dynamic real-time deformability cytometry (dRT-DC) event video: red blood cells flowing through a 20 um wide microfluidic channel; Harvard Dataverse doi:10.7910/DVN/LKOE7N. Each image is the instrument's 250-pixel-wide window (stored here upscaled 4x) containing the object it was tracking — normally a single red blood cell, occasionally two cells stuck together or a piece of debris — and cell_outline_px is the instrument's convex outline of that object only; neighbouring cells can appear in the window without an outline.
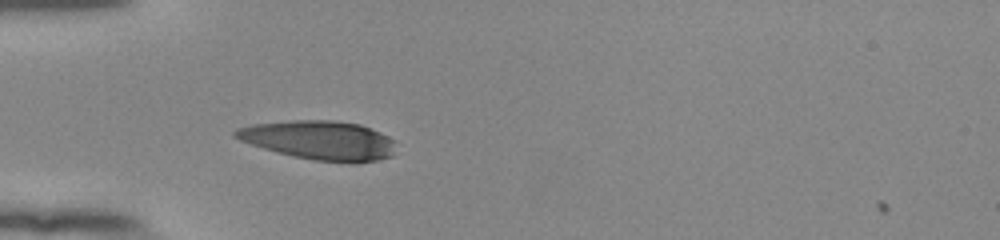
{"species": "human", "species_latin": "Homo sapiens", "temperature_condition": "room temperature", "stored_images_in_passage": 38, "camera_frame_rate_fps": 3000, "um_per_image_px": 0.085, "donor": {"sex": "female"}, "frame": {"image": 1, "passage_image": 1, "time_ms": 0.0, "image_size_px": [1000, 240], "cell_outline_px": [[396, 140], [392, 156], [376, 160], [356, 164], [352, 164], [312, 160], [276, 152], [240, 140], [232, 136], [232, 132], [236, 128], [252, 124], [292, 120], [328, 120], [360, 124], [380, 132]], "centroid_in_image_um": [27.17, 11.93], "position_along_channel_um": 57.8, "area_um2": 36.82}}
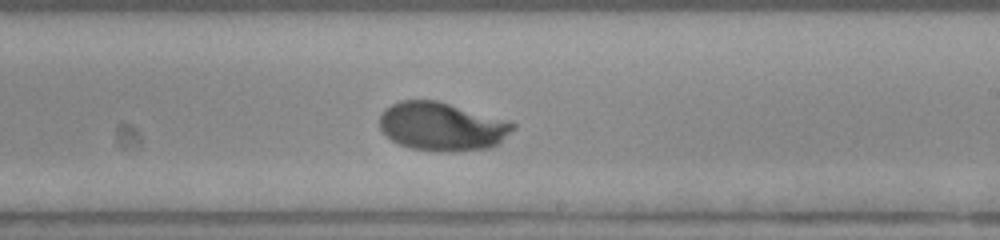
{"frame": {"image": 2, "passage_image": 17, "time_ms": 5.333, "image_size_px": [1000, 240], "cell_outline_px": [[516, 128], [496, 144], [488, 148], [460, 152], [436, 152], [412, 148], [400, 144], [392, 140], [380, 128], [380, 116], [384, 108], [400, 100], [436, 100], [508, 120], [516, 124]], "centroid_in_image_um": [37.57, 10.76], "position_along_channel_um": 251.4, "area_um2": 37.74}}
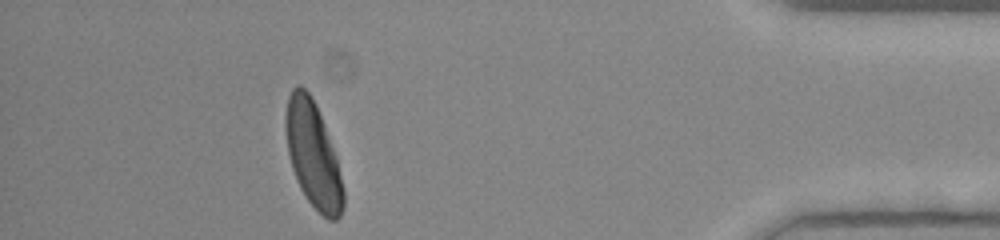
{"frame": {"image": 3, "passage_image": 33, "time_ms": 10.667, "image_size_px": [1000, 240], "cell_outline_px": [[344, 208], [340, 216], [336, 220], [328, 220], [308, 200], [300, 188], [296, 180], [292, 168], [288, 152], [284, 128], [284, 116], [288, 96], [292, 88], [296, 84], [300, 84], [308, 92], [316, 104], [336, 156], [344, 192]], "centroid_in_image_um": [26.58, 13.13], "position_along_channel_um": 408.6, "area_um2": 35.49}, "authors_computed_cell_mechanics": {"area_um2": 36.8764, "velocity_mm_per_s": 3.7948, "shape_relaxation_time_tau1_ms": 3.4514, "shape_relaxation_time_tau2_ms": null, "deformation_change_tau1": 0.202, "deformation_change_tau2": null}}